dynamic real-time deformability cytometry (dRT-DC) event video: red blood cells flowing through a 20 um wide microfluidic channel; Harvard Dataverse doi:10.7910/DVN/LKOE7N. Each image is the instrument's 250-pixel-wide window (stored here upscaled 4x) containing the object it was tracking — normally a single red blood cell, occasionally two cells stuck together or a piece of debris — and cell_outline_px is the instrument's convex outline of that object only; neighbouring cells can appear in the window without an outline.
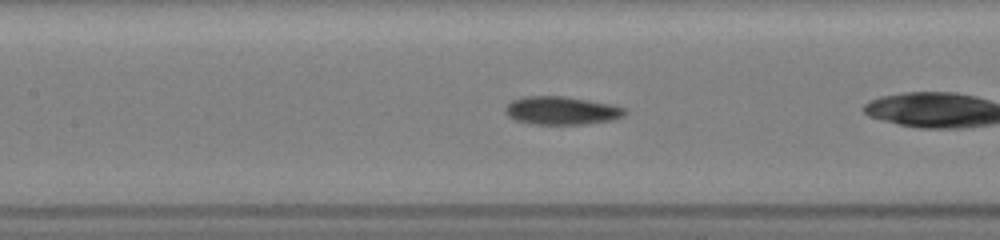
{"species": "common noctule bat (a hibernating species)", "species_latin": "Nyctalus noctula", "temperature_condition": "room temperature", "stored_images_in_passage": 36, "camera_frame_rate_fps": 3000, "um_per_image_px": 0.085, "animal": {"sex": "female", "body_mass_g": 19.5, "forearm_length_mm": 54.1}, "frame": {"image": 1, "passage_image": 12, "time_ms": 2.333, "image_size_px": [1000, 240], "cell_outline_px": [[628, 112], [624, 116], [612, 120], [584, 124], [532, 124], [516, 120], [508, 116], [504, 112], [504, 108], [512, 100], [524, 96], [564, 96], [588, 100], [608, 104], [624, 108]], "centroid_in_image_um": [47.7, 9.4], "position_along_channel_um": 159.7, "area_um2": 19.59}}
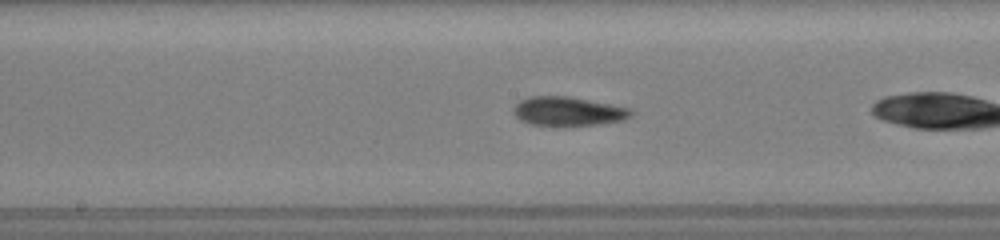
{"frame": {"image": 2, "passage_image": 16, "time_ms": 3.333, "image_size_px": [1000, 240], "cell_outline_px": [[632, 116], [624, 120], [600, 124], [532, 124], [520, 120], [516, 116], [512, 108], [520, 100], [528, 96], [568, 96], [632, 108]], "centroid_in_image_um": [48.31, 9.43], "position_along_channel_um": 199.9, "area_um2": 19.54}}
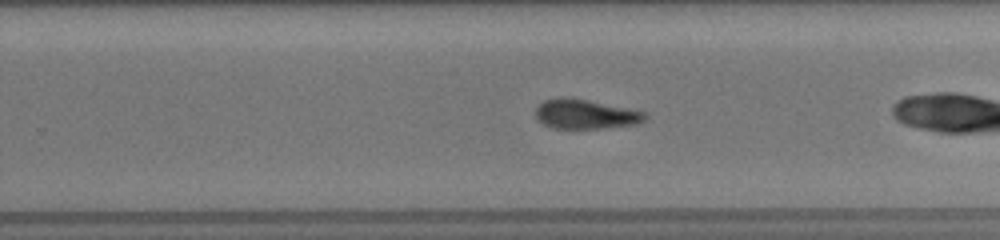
{"frame": {"image": 3, "passage_image": 25, "time_ms": 5.333, "image_size_px": [1000, 240], "cell_outline_px": [[648, 116], [644, 120], [636, 124], [608, 128], [552, 128], [536, 120], [536, 108], [544, 100], [560, 96], [588, 100], [648, 112]], "centroid_in_image_um": [49.77, 9.7], "position_along_channel_um": 280.0, "area_um2": 18.96}}